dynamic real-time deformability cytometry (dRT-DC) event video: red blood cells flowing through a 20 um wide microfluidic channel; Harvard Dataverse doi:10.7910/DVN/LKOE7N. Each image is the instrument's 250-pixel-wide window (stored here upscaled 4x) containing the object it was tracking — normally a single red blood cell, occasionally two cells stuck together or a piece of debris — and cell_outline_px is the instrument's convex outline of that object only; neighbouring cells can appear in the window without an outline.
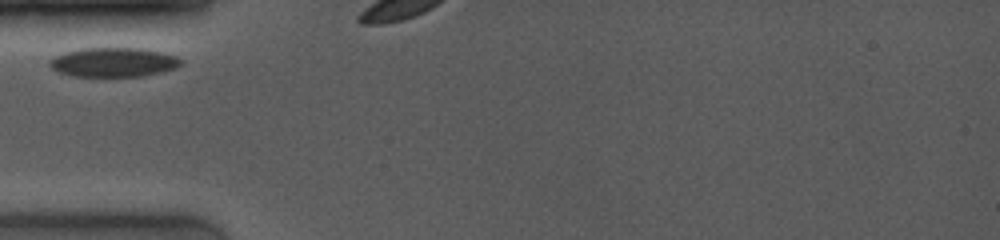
{"species": "common noctule bat (a hibernating species)", "species_latin": "Nyctalus noctula", "temperature_condition": "room temperature", "stored_images_in_passage": 6, "camera_frame_rate_fps": 4000, "um_per_image_px": 0.085, "animal": {"sex": "female", "body_mass_g": 19.0, "forearm_length_mm": 53.3}, "frame": {"image": 1, "passage_image": 1, "time_ms": 0.0, "image_size_px": [1000, 240], "cell_outline_px": [[180, 64], [176, 68], [160, 72], [140, 76], [72, 76], [60, 72], [52, 68], [48, 64], [48, 60], [64, 52], [84, 48], [140, 48], [160, 52], [176, 56], [180, 60]], "centroid_in_image_um": [9.61, 5.29], "position_along_channel_um": 75.4, "area_um2": 22.14}}